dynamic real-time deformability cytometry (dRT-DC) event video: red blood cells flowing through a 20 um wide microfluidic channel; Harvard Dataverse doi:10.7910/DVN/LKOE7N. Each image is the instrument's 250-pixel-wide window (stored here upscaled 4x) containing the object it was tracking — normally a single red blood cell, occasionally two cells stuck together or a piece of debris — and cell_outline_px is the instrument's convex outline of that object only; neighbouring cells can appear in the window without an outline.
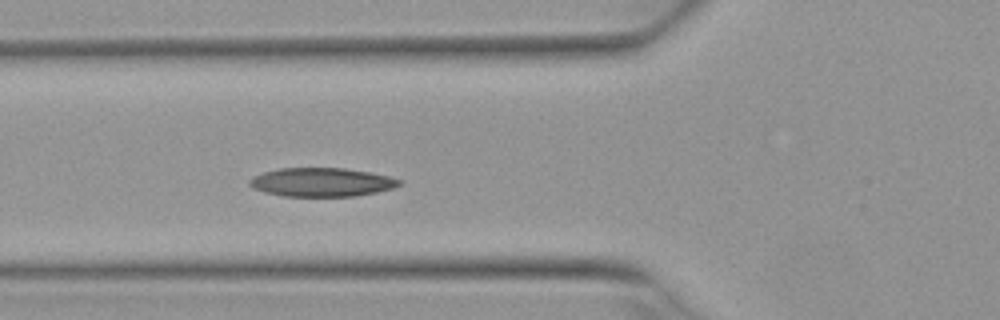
{"species": "Egyptian fruit bat (a non-hibernating species)", "species_latin": "Rousettus aegyptiacus", "temperature_condition": "warm", "stored_images_in_passage": 3, "camera_frame_rate_fps": 3000, "um_per_image_px": 0.085, "animal": {"sex": "female"}, "frame": {"image": 1, "passage_image": 3, "time_ms": 0.667, "image_size_px": [1000, 320], "cell_outline_px": [[404, 180], [400, 184], [392, 188], [376, 192], [356, 196], [284, 196], [264, 192], [248, 184], [248, 180], [264, 172], [280, 168], [344, 168], [368, 172], [388, 176]], "centroid_in_image_um": [27.36, 15.48], "position_along_channel_um": 98.4, "area_um2": 24.85}}